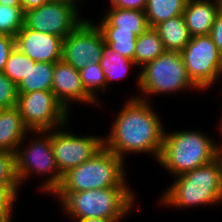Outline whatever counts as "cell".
<instances>
[{"label":"cell","mask_w":222,"mask_h":222,"mask_svg":"<svg viewBox=\"0 0 222 222\" xmlns=\"http://www.w3.org/2000/svg\"><path fill=\"white\" fill-rule=\"evenodd\" d=\"M112 123L104 147L124 161L126 153H150L158 160L164 127L151 104L137 97L126 101Z\"/></svg>","instance_id":"1"},{"label":"cell","mask_w":222,"mask_h":222,"mask_svg":"<svg viewBox=\"0 0 222 222\" xmlns=\"http://www.w3.org/2000/svg\"><path fill=\"white\" fill-rule=\"evenodd\" d=\"M161 195L160 204L178 208L222 203V155L175 177Z\"/></svg>","instance_id":"2"},{"label":"cell","mask_w":222,"mask_h":222,"mask_svg":"<svg viewBox=\"0 0 222 222\" xmlns=\"http://www.w3.org/2000/svg\"><path fill=\"white\" fill-rule=\"evenodd\" d=\"M133 193L130 187H110L53 195H56L61 207L74 222L85 218H104L119 222L132 210L136 202Z\"/></svg>","instance_id":"3"},{"label":"cell","mask_w":222,"mask_h":222,"mask_svg":"<svg viewBox=\"0 0 222 222\" xmlns=\"http://www.w3.org/2000/svg\"><path fill=\"white\" fill-rule=\"evenodd\" d=\"M213 141L197 130L165 131L157 162L176 177L216 159L222 144L219 146Z\"/></svg>","instance_id":"4"},{"label":"cell","mask_w":222,"mask_h":222,"mask_svg":"<svg viewBox=\"0 0 222 222\" xmlns=\"http://www.w3.org/2000/svg\"><path fill=\"white\" fill-rule=\"evenodd\" d=\"M124 161L103 147L92 158L68 170L54 193H76L110 187H129Z\"/></svg>","instance_id":"5"},{"label":"cell","mask_w":222,"mask_h":222,"mask_svg":"<svg viewBox=\"0 0 222 222\" xmlns=\"http://www.w3.org/2000/svg\"><path fill=\"white\" fill-rule=\"evenodd\" d=\"M141 94L137 97L148 101L146 96L176 93L187 89L200 90L188 76L180 52L164 51L157 58L146 63L136 82Z\"/></svg>","instance_id":"6"},{"label":"cell","mask_w":222,"mask_h":222,"mask_svg":"<svg viewBox=\"0 0 222 222\" xmlns=\"http://www.w3.org/2000/svg\"><path fill=\"white\" fill-rule=\"evenodd\" d=\"M35 136H39L36 140L31 138V143L23 147L21 146L24 141L20 143L17 149L16 155V171L20 185L24 183V180L33 173L44 174L48 177L41 185V191L45 193L53 194L59 187L62 181V175L60 174L56 161L54 159V153L51 147V130L48 131H33ZM41 135V136H40ZM42 135L44 137H42ZM33 171V172H32ZM51 175V176H49Z\"/></svg>","instance_id":"7"},{"label":"cell","mask_w":222,"mask_h":222,"mask_svg":"<svg viewBox=\"0 0 222 222\" xmlns=\"http://www.w3.org/2000/svg\"><path fill=\"white\" fill-rule=\"evenodd\" d=\"M191 81L200 89H210L222 78V55L210 35L191 37L180 52Z\"/></svg>","instance_id":"8"},{"label":"cell","mask_w":222,"mask_h":222,"mask_svg":"<svg viewBox=\"0 0 222 222\" xmlns=\"http://www.w3.org/2000/svg\"><path fill=\"white\" fill-rule=\"evenodd\" d=\"M16 107L31 132L58 129L68 124L69 112L57 101L52 90L18 93Z\"/></svg>","instance_id":"9"},{"label":"cell","mask_w":222,"mask_h":222,"mask_svg":"<svg viewBox=\"0 0 222 222\" xmlns=\"http://www.w3.org/2000/svg\"><path fill=\"white\" fill-rule=\"evenodd\" d=\"M66 126L67 124L59 127V130H51V147L61 175L98 153L104 147L105 138L74 135L64 130Z\"/></svg>","instance_id":"10"},{"label":"cell","mask_w":222,"mask_h":222,"mask_svg":"<svg viewBox=\"0 0 222 222\" xmlns=\"http://www.w3.org/2000/svg\"><path fill=\"white\" fill-rule=\"evenodd\" d=\"M86 19L63 40L62 60L78 71L88 64L99 63L102 58L105 40L102 32Z\"/></svg>","instance_id":"11"},{"label":"cell","mask_w":222,"mask_h":222,"mask_svg":"<svg viewBox=\"0 0 222 222\" xmlns=\"http://www.w3.org/2000/svg\"><path fill=\"white\" fill-rule=\"evenodd\" d=\"M77 5L47 2L24 12V25L32 30L65 38L83 21Z\"/></svg>","instance_id":"12"},{"label":"cell","mask_w":222,"mask_h":222,"mask_svg":"<svg viewBox=\"0 0 222 222\" xmlns=\"http://www.w3.org/2000/svg\"><path fill=\"white\" fill-rule=\"evenodd\" d=\"M63 40L24 25L15 36V46L35 62L56 63L62 60Z\"/></svg>","instance_id":"13"},{"label":"cell","mask_w":222,"mask_h":222,"mask_svg":"<svg viewBox=\"0 0 222 222\" xmlns=\"http://www.w3.org/2000/svg\"><path fill=\"white\" fill-rule=\"evenodd\" d=\"M51 90L67 112L71 107L68 105L70 102L98 105L83 88L80 72L63 60L55 63Z\"/></svg>","instance_id":"14"},{"label":"cell","mask_w":222,"mask_h":222,"mask_svg":"<svg viewBox=\"0 0 222 222\" xmlns=\"http://www.w3.org/2000/svg\"><path fill=\"white\" fill-rule=\"evenodd\" d=\"M222 3L214 0H188L183 17L191 35H210L216 16Z\"/></svg>","instance_id":"15"},{"label":"cell","mask_w":222,"mask_h":222,"mask_svg":"<svg viewBox=\"0 0 222 222\" xmlns=\"http://www.w3.org/2000/svg\"><path fill=\"white\" fill-rule=\"evenodd\" d=\"M30 130L24 125L17 107L0 109V149L16 153Z\"/></svg>","instance_id":"16"},{"label":"cell","mask_w":222,"mask_h":222,"mask_svg":"<svg viewBox=\"0 0 222 222\" xmlns=\"http://www.w3.org/2000/svg\"><path fill=\"white\" fill-rule=\"evenodd\" d=\"M96 25L115 26L118 27V30L131 31L136 36H139L149 27L144 11L115 7H110L101 23Z\"/></svg>","instance_id":"17"},{"label":"cell","mask_w":222,"mask_h":222,"mask_svg":"<svg viewBox=\"0 0 222 222\" xmlns=\"http://www.w3.org/2000/svg\"><path fill=\"white\" fill-rule=\"evenodd\" d=\"M166 51L181 52L190 42L191 35L183 15L160 22L155 27Z\"/></svg>","instance_id":"18"},{"label":"cell","mask_w":222,"mask_h":222,"mask_svg":"<svg viewBox=\"0 0 222 222\" xmlns=\"http://www.w3.org/2000/svg\"><path fill=\"white\" fill-rule=\"evenodd\" d=\"M55 63L36 62L17 85L18 93H29L40 90H51Z\"/></svg>","instance_id":"19"},{"label":"cell","mask_w":222,"mask_h":222,"mask_svg":"<svg viewBox=\"0 0 222 222\" xmlns=\"http://www.w3.org/2000/svg\"><path fill=\"white\" fill-rule=\"evenodd\" d=\"M165 51L163 42L154 27H148L137 36L135 44L134 62L141 68L157 58Z\"/></svg>","instance_id":"20"},{"label":"cell","mask_w":222,"mask_h":222,"mask_svg":"<svg viewBox=\"0 0 222 222\" xmlns=\"http://www.w3.org/2000/svg\"><path fill=\"white\" fill-rule=\"evenodd\" d=\"M188 0H147L144 10L149 27L183 15Z\"/></svg>","instance_id":"21"},{"label":"cell","mask_w":222,"mask_h":222,"mask_svg":"<svg viewBox=\"0 0 222 222\" xmlns=\"http://www.w3.org/2000/svg\"><path fill=\"white\" fill-rule=\"evenodd\" d=\"M105 40V44L113 51L134 61L137 36L131 31L118 30L115 26H97Z\"/></svg>","instance_id":"22"},{"label":"cell","mask_w":222,"mask_h":222,"mask_svg":"<svg viewBox=\"0 0 222 222\" xmlns=\"http://www.w3.org/2000/svg\"><path fill=\"white\" fill-rule=\"evenodd\" d=\"M99 63L103 73L105 74L106 89L111 81L124 78L129 73V68L132 65H136L133 60H130L129 58L120 55L118 52L113 51L106 44L104 45L102 58L100 59Z\"/></svg>","instance_id":"23"},{"label":"cell","mask_w":222,"mask_h":222,"mask_svg":"<svg viewBox=\"0 0 222 222\" xmlns=\"http://www.w3.org/2000/svg\"><path fill=\"white\" fill-rule=\"evenodd\" d=\"M81 82L86 93L96 102L98 95L96 91L106 90L105 74L102 71L100 63L88 64L85 68L79 71Z\"/></svg>","instance_id":"24"},{"label":"cell","mask_w":222,"mask_h":222,"mask_svg":"<svg viewBox=\"0 0 222 222\" xmlns=\"http://www.w3.org/2000/svg\"><path fill=\"white\" fill-rule=\"evenodd\" d=\"M36 62L22 53L16 46L10 52L3 73L16 85L27 75L31 64Z\"/></svg>","instance_id":"25"},{"label":"cell","mask_w":222,"mask_h":222,"mask_svg":"<svg viewBox=\"0 0 222 222\" xmlns=\"http://www.w3.org/2000/svg\"><path fill=\"white\" fill-rule=\"evenodd\" d=\"M24 26L22 7H11L0 4V34L15 37Z\"/></svg>","instance_id":"26"},{"label":"cell","mask_w":222,"mask_h":222,"mask_svg":"<svg viewBox=\"0 0 222 222\" xmlns=\"http://www.w3.org/2000/svg\"><path fill=\"white\" fill-rule=\"evenodd\" d=\"M0 184L20 185L16 171V155L0 149Z\"/></svg>","instance_id":"27"},{"label":"cell","mask_w":222,"mask_h":222,"mask_svg":"<svg viewBox=\"0 0 222 222\" xmlns=\"http://www.w3.org/2000/svg\"><path fill=\"white\" fill-rule=\"evenodd\" d=\"M19 186L0 184V221L12 222V211L17 201Z\"/></svg>","instance_id":"28"},{"label":"cell","mask_w":222,"mask_h":222,"mask_svg":"<svg viewBox=\"0 0 222 222\" xmlns=\"http://www.w3.org/2000/svg\"><path fill=\"white\" fill-rule=\"evenodd\" d=\"M17 100V85L0 72V109L15 107Z\"/></svg>","instance_id":"29"},{"label":"cell","mask_w":222,"mask_h":222,"mask_svg":"<svg viewBox=\"0 0 222 222\" xmlns=\"http://www.w3.org/2000/svg\"><path fill=\"white\" fill-rule=\"evenodd\" d=\"M15 47V37L0 34V72H3L5 63L8 60L10 52Z\"/></svg>","instance_id":"30"},{"label":"cell","mask_w":222,"mask_h":222,"mask_svg":"<svg viewBox=\"0 0 222 222\" xmlns=\"http://www.w3.org/2000/svg\"><path fill=\"white\" fill-rule=\"evenodd\" d=\"M210 36L222 55V8L218 12Z\"/></svg>","instance_id":"31"},{"label":"cell","mask_w":222,"mask_h":222,"mask_svg":"<svg viewBox=\"0 0 222 222\" xmlns=\"http://www.w3.org/2000/svg\"><path fill=\"white\" fill-rule=\"evenodd\" d=\"M111 7L144 11L147 0H110Z\"/></svg>","instance_id":"32"},{"label":"cell","mask_w":222,"mask_h":222,"mask_svg":"<svg viewBox=\"0 0 222 222\" xmlns=\"http://www.w3.org/2000/svg\"><path fill=\"white\" fill-rule=\"evenodd\" d=\"M47 2L48 0H21V6L23 12H25L33 8H38Z\"/></svg>","instance_id":"33"},{"label":"cell","mask_w":222,"mask_h":222,"mask_svg":"<svg viewBox=\"0 0 222 222\" xmlns=\"http://www.w3.org/2000/svg\"><path fill=\"white\" fill-rule=\"evenodd\" d=\"M1 5H8L11 7H22L21 0H0Z\"/></svg>","instance_id":"34"},{"label":"cell","mask_w":222,"mask_h":222,"mask_svg":"<svg viewBox=\"0 0 222 222\" xmlns=\"http://www.w3.org/2000/svg\"><path fill=\"white\" fill-rule=\"evenodd\" d=\"M76 222H115L111 219H104V218H85L83 220H78Z\"/></svg>","instance_id":"35"},{"label":"cell","mask_w":222,"mask_h":222,"mask_svg":"<svg viewBox=\"0 0 222 222\" xmlns=\"http://www.w3.org/2000/svg\"><path fill=\"white\" fill-rule=\"evenodd\" d=\"M49 2H60V3H67L71 5H76L72 0H48Z\"/></svg>","instance_id":"36"},{"label":"cell","mask_w":222,"mask_h":222,"mask_svg":"<svg viewBox=\"0 0 222 222\" xmlns=\"http://www.w3.org/2000/svg\"><path fill=\"white\" fill-rule=\"evenodd\" d=\"M76 5L79 2V0H72Z\"/></svg>","instance_id":"37"},{"label":"cell","mask_w":222,"mask_h":222,"mask_svg":"<svg viewBox=\"0 0 222 222\" xmlns=\"http://www.w3.org/2000/svg\"><path fill=\"white\" fill-rule=\"evenodd\" d=\"M222 122V121H221ZM220 131H221V134H222V123H221V125H220Z\"/></svg>","instance_id":"38"}]
</instances>
